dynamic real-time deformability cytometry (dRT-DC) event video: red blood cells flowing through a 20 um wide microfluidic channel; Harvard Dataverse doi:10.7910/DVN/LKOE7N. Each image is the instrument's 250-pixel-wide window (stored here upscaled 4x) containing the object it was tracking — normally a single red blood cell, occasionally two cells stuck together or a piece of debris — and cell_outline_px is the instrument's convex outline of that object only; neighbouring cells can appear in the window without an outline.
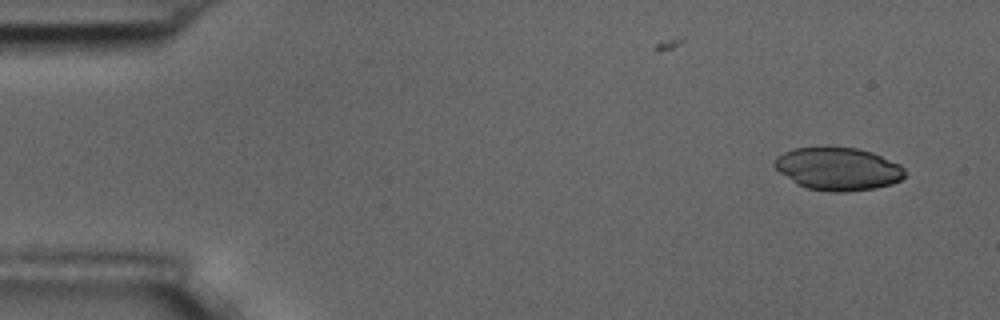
{"species": "common noctule bat (a hibernating species)", "species_latin": "Nyctalus noctula", "temperature_condition": "room temperature", "stored_images_in_passage": 2, "camera_frame_rate_fps": 3000, "um_per_image_px": 0.085, "animal": {"sex": "male", "body_mass_g": 17.5, "forearm_length_mm": 52.3}, "frame": {"image": 1, "passage_image": 2, "time_ms": 1.333, "image_size_px": [1000, 320], "cell_outline_px": [[904, 176], [900, 180], [892, 184], [876, 188], [844, 192], [832, 192], [808, 188], [800, 184], [780, 172], [772, 164], [772, 160], [776, 156], [792, 148], [856, 148], [872, 152], [900, 164], [904, 168]], "centroid_in_image_um": [71.24, 14.35], "position_along_channel_um": 13.8, "area_um2": 32.19}}